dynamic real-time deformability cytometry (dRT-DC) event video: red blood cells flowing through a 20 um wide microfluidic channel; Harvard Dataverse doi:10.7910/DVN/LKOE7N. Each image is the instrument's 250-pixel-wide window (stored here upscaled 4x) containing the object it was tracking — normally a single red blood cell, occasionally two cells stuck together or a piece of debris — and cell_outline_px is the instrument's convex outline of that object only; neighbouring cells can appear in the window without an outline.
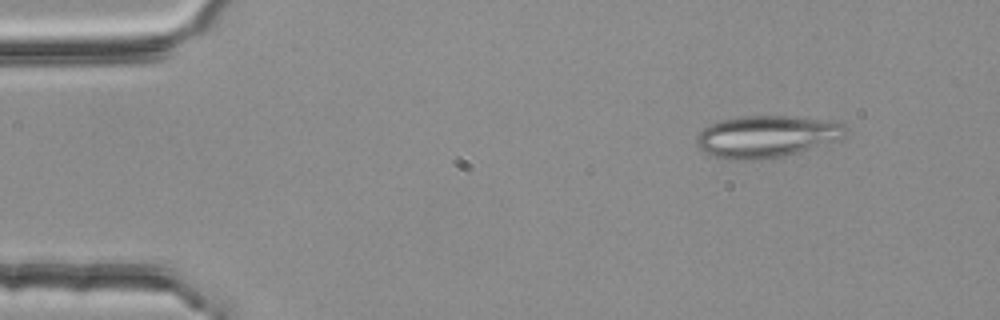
{"species": "common noctule bat (a hibernating species)", "species_latin": "Nyctalus noctula", "temperature_condition": "room temperature", "stored_images_in_passage": 3, "camera_frame_rate_fps": 3000, "um_per_image_px": 0.085, "animal": {"sex": "female", "body_mass_g": 25.1}, "frame": {"image": 1, "passage_image": 1, "time_ms": 0.0, "image_size_px": [1000, 320], "cell_outline_px": [[848, 128], [844, 136], [840, 140], [784, 156], [736, 160], [716, 156], [704, 152], [696, 144], [696, 136], [708, 124], [720, 120], [744, 116], [796, 116], [832, 120], [844, 124]], "centroid_in_image_um": [65.2, 11.57], "position_along_channel_um": 19.8, "area_um2": 36.41}}